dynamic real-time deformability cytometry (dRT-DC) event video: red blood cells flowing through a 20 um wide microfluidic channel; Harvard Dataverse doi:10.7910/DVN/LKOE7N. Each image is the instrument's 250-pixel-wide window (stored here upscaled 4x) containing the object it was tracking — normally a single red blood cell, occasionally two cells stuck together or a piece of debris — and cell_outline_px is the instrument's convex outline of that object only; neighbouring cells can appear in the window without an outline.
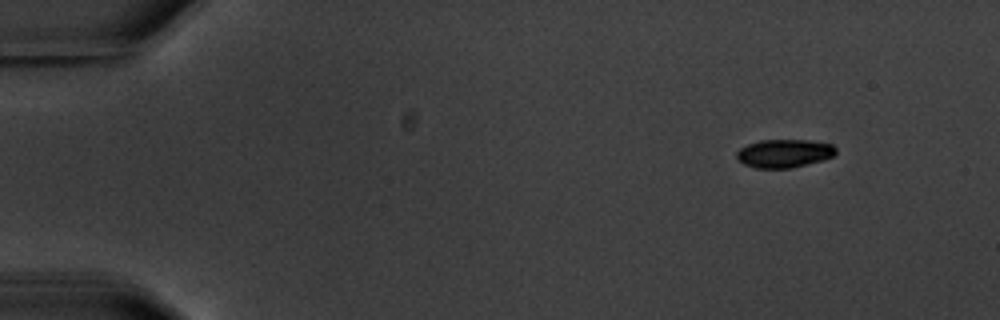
{"species": "common noctule bat (a hibernating species)", "species_latin": "Nyctalus noctula", "temperature_condition": "warm", "stored_images_in_passage": 7, "camera_frame_rate_fps": 3000, "um_per_image_px": 0.085, "animal": {"sex": "male", "body_mass_g": 20.1, "forearm_length_mm": 53.5}, "frame": {"image": 1, "passage_image": 1, "time_ms": 0.0, "image_size_px": [1000, 320], "cell_outline_px": [[836, 156], [824, 160], [792, 168], [756, 168], [744, 164], [736, 156], [736, 152], [740, 148], [748, 144], [760, 140], [808, 140], [832, 144], [836, 148]], "centroid_in_image_um": [66.69, 13.04], "position_along_channel_um": 18.3, "area_um2": 16.47}}
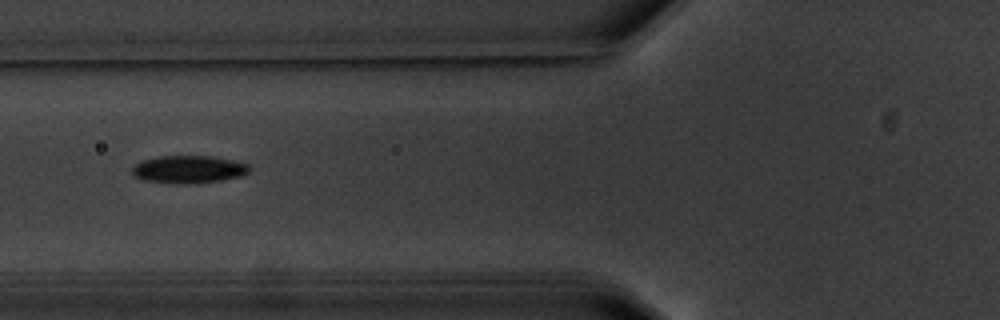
{"frame": {"image": 2, "passage_image": 6, "time_ms": 5.667, "image_size_px": [1000, 320], "cell_outline_px": [[252, 168], [244, 176], [196, 184], [180, 184], [144, 180], [136, 176], [132, 172], [132, 168], [136, 164], [144, 160], [160, 156], [212, 156], [248, 164]], "centroid_in_image_um": [16.08, 14.4], "position_along_channel_um": 109.7, "area_um2": 18.84}}